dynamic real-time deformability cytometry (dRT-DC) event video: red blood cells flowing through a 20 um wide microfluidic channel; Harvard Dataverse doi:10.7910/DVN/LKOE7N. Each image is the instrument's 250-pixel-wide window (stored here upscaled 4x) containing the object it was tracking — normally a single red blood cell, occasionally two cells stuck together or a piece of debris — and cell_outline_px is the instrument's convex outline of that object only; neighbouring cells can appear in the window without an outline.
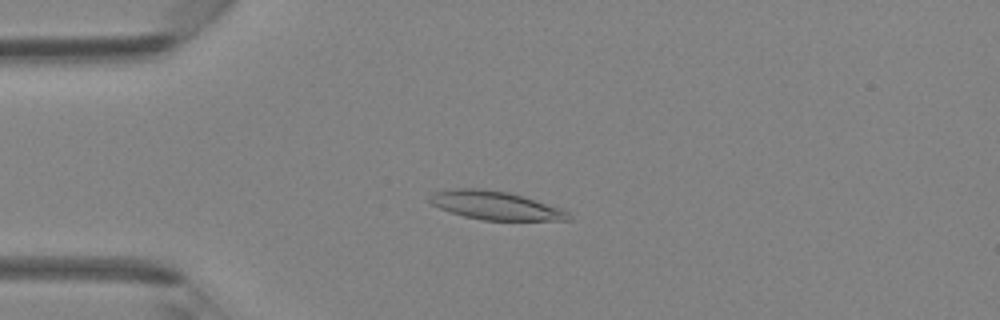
{"species": "Egyptian fruit bat (a non-hibernating species)", "species_latin": "Rousettus aegyptiacus", "temperature_condition": "room temperature", "stored_images_in_passage": 30, "camera_frame_rate_fps": 3000, "um_per_image_px": 0.085, "animal": {"sex": "female"}, "frame": {"image": 1, "passage_image": 1, "time_ms": 0.0, "image_size_px": [1000, 320], "cell_outline_px": [[572, 220], [484, 220], [464, 216], [440, 208], [432, 204], [428, 200], [428, 196], [432, 192], [456, 188], [484, 188], [508, 192], [524, 196], [560, 208], [568, 212]], "centroid_in_image_um": [42.08, 17.45], "position_along_channel_um": 42.9, "area_um2": 23.0}}
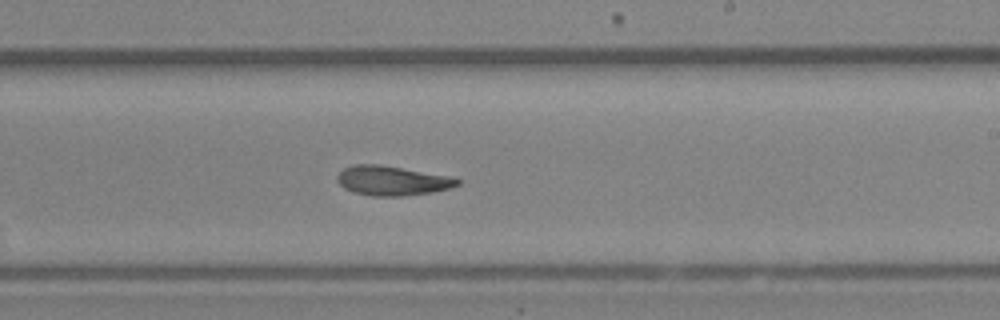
{"frame": {"image": 2, "passage_image": 15, "time_ms": 4.667, "image_size_px": [1000, 320], "cell_outline_px": [[460, 184], [448, 188], [432, 192], [400, 196], [372, 196], [356, 192], [344, 188], [336, 180], [336, 176], [344, 168], [352, 164], [380, 164], [448, 176], [460, 180]], "centroid_in_image_um": [33.29, 15.35], "position_along_channel_um": 255.7, "area_um2": 20.46}}
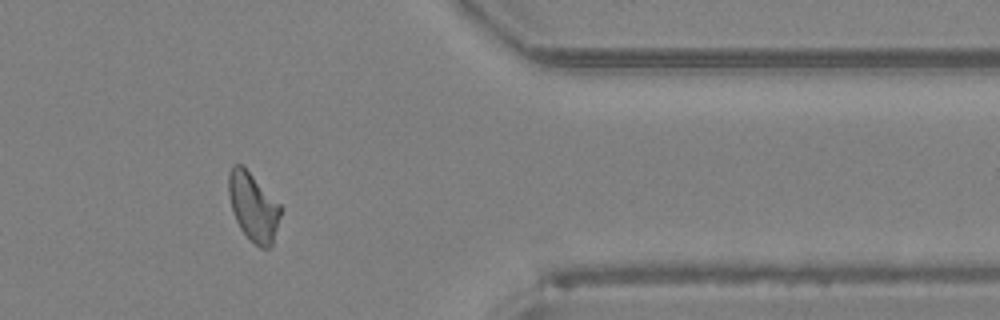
{"frame": {"image": 3, "passage_image": 24, "time_ms": 7.667, "image_size_px": [1000, 320], "cell_outline_px": [[284, 208], [272, 244], [268, 248], [260, 248], [240, 228], [236, 220], [232, 208], [228, 192], [228, 172], [232, 164], [240, 164]], "centroid_in_image_um": [21.54, 17.59], "position_along_channel_um": 389.9, "area_um2": 20.4}}